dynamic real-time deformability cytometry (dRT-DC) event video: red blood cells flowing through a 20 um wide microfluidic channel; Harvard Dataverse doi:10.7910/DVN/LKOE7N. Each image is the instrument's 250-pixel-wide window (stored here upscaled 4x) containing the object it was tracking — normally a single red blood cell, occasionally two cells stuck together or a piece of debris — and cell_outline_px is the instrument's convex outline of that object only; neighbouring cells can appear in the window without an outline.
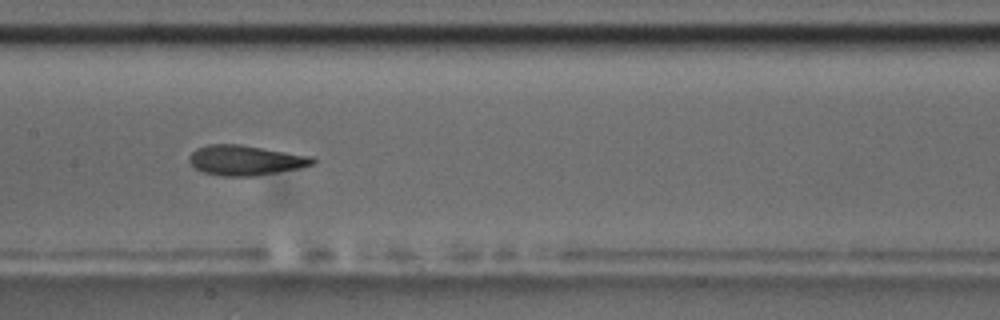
{"species": "common noctule bat (a hibernating species)", "species_latin": "Nyctalus noctula", "temperature_condition": "room temperature", "stored_images_in_passage": 14, "camera_frame_rate_fps": 3000, "um_per_image_px": 0.085, "animal": {"sex": "male", "body_mass_g": 17.5, "forearm_length_mm": 52.3}, "frame": {"image": 1, "passage_image": 7, "time_ms": 8.0, "image_size_px": [1000, 320], "cell_outline_px": [[316, 164], [300, 168], [256, 176], [220, 176], [204, 172], [196, 168], [188, 160], [188, 156], [196, 148], [208, 144], [240, 144], [312, 156], [316, 160]], "centroid_in_image_um": [20.88, 13.62], "position_along_channel_um": 186.5, "area_um2": 21.73}, "authors_computed_cell_mechanics": {"area_um2": 21.4149, "velocity_mm_per_s": 3.5123, "shape_relaxation_time_tau1_ms": 3.6597, "shape_relaxation_time_tau2_ms": 1.4846, "deformation_change_tau1": 0.1551, "deformation_change_tau2": 0.0968}}